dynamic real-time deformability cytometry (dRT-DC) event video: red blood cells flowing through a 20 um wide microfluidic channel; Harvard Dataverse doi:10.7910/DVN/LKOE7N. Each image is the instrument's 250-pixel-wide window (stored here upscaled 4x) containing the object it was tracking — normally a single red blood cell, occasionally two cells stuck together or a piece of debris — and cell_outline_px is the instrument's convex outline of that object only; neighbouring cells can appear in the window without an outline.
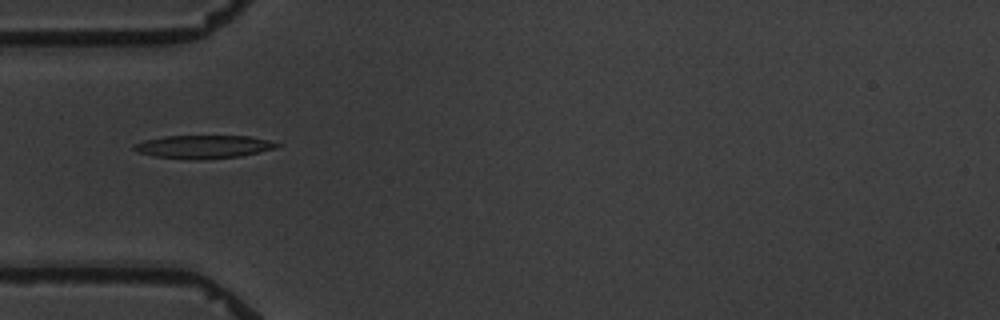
{"species": "common noctule bat (a hibernating species)", "species_latin": "Nyctalus noctula", "temperature_condition": "warm", "stored_images_in_passage": 5, "camera_frame_rate_fps": 3000, "um_per_image_px": 0.085, "animal": {"sex": "male", "body_mass_g": 19.5, "forearm_length_mm": 54.6}, "frame": {"image": 1, "passage_image": 1, "time_ms": 0.0, "image_size_px": [1000, 320], "cell_outline_px": [[280, 144], [276, 148], [240, 156], [200, 160], [196, 160], [156, 156], [136, 152], [132, 148], [132, 144], [144, 140], [164, 136], [248, 136], [268, 140]], "centroid_in_image_um": [17.24, 12.47], "position_along_channel_um": 67.8, "area_um2": 19.25}}
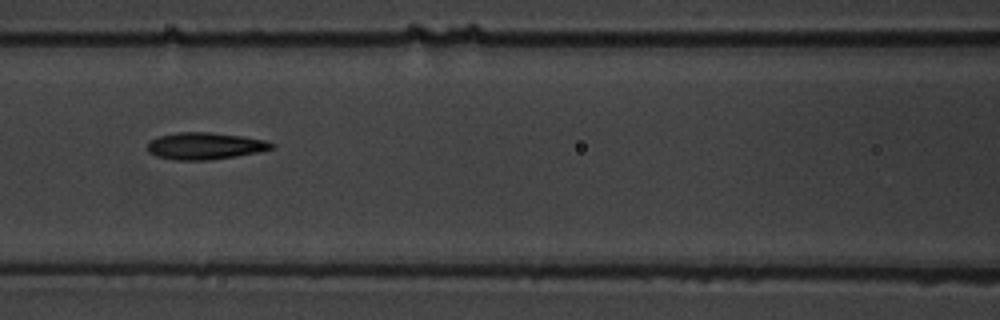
{"frame": {"image": 2, "passage_image": 3, "time_ms": 2.333, "image_size_px": [1000, 320], "cell_outline_px": [[276, 148], [236, 156], [208, 160], [172, 160], [156, 156], [148, 152], [148, 140], [160, 136], [176, 132], [208, 132], [244, 136], [264, 140], [276, 144]], "centroid_in_image_um": [17.41, 12.4], "position_along_channel_um": 149.2, "area_um2": 19.59}}
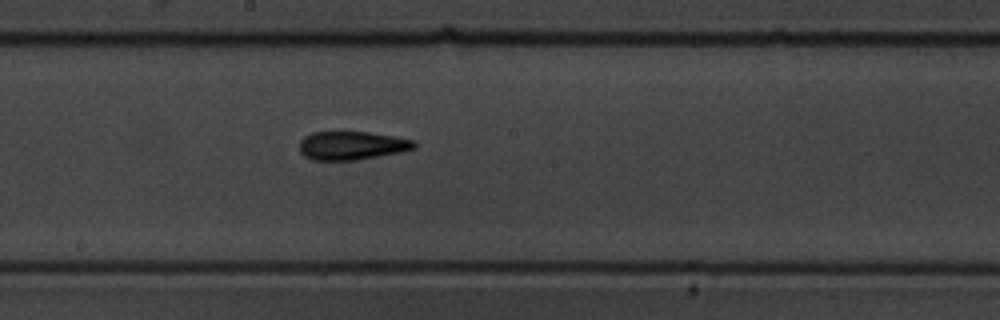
{"frame": {"image": 3, "passage_image": 5, "time_ms": 4.333, "image_size_px": [1000, 320], "cell_outline_px": [[420, 144], [416, 148], [400, 152], [360, 160], [312, 160], [304, 156], [300, 152], [300, 140], [304, 136], [312, 132], [368, 132], [392, 136], [412, 140]], "centroid_in_image_um": [29.91, 12.38], "position_along_channel_um": 218.3, "area_um2": 19.19}}